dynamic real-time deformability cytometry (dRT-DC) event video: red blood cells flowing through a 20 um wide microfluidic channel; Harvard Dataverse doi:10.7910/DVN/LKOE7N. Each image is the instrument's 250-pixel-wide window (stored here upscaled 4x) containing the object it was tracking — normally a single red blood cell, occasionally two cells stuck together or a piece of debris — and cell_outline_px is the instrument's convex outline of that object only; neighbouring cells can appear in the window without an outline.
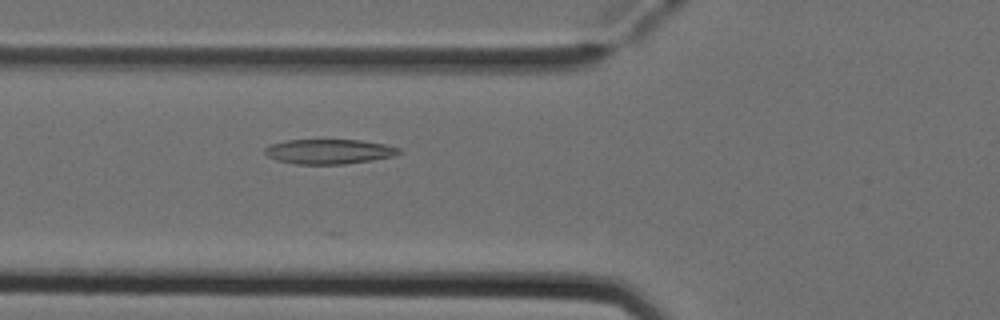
{"species": "Egyptian fruit bat (a non-hibernating species)", "species_latin": "Rousettus aegyptiacus", "temperature_condition": "cold", "stored_images_in_passage": 31, "camera_frame_rate_fps": 3000, "um_per_image_px": 0.085, "animal": {"sex": "female"}, "frame": {"image": 1, "passage_image": 20, "time_ms": 6.333, "image_size_px": [1000, 320], "cell_outline_px": [[404, 152], [392, 156], [372, 160], [344, 164], [296, 164], [276, 160], [268, 156], [264, 152], [264, 148], [272, 144], [288, 140], [360, 140], [384, 144], [400, 148]], "centroid_in_image_um": [27.98, 12.88], "position_along_channel_um": 97.8, "area_um2": 19.31}}
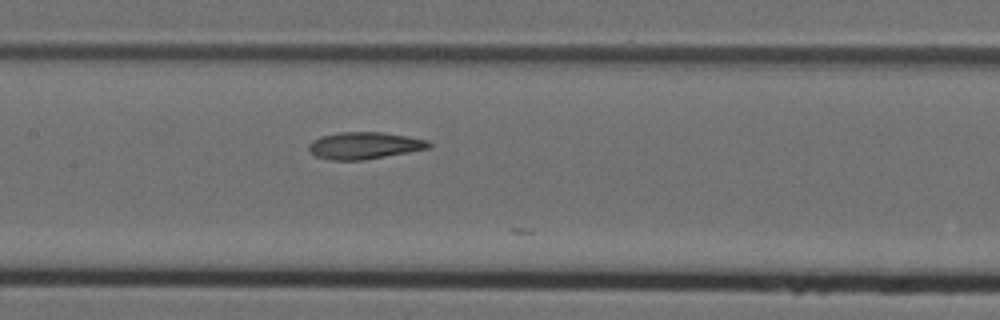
{"frame": {"image": 2, "passage_image": 26, "time_ms": 8.333, "image_size_px": [1000, 320], "cell_outline_px": [[432, 148], [364, 160], [332, 160], [316, 156], [308, 148], [308, 144], [312, 140], [320, 136], [340, 132], [384, 132], [428, 140], [432, 144]], "centroid_in_image_um": [31.0, 12.37], "position_along_channel_um": 176.4, "area_um2": 18.96}}
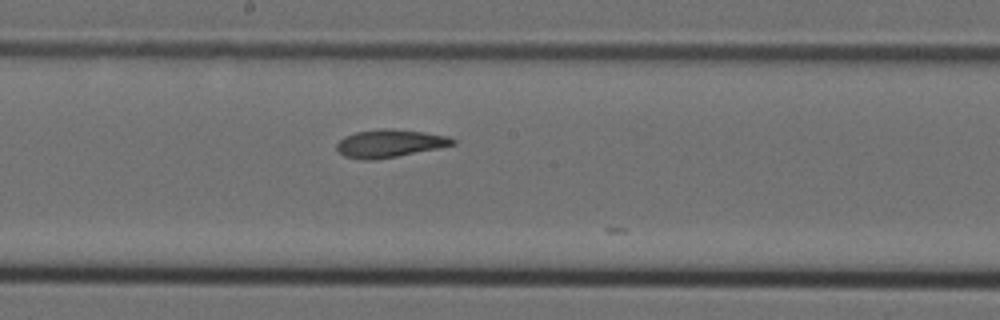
{"frame": {"image": 3, "passage_image": 29, "time_ms": 9.333, "image_size_px": [1000, 320], "cell_outline_px": [[456, 144], [440, 148], [376, 160], [364, 160], [344, 156], [336, 148], [336, 144], [344, 136], [356, 132], [380, 128], [392, 128], [424, 132], [448, 136], [456, 140]], "centroid_in_image_um": [33.13, 12.18], "position_along_channel_um": 215.1, "area_um2": 18.96}}